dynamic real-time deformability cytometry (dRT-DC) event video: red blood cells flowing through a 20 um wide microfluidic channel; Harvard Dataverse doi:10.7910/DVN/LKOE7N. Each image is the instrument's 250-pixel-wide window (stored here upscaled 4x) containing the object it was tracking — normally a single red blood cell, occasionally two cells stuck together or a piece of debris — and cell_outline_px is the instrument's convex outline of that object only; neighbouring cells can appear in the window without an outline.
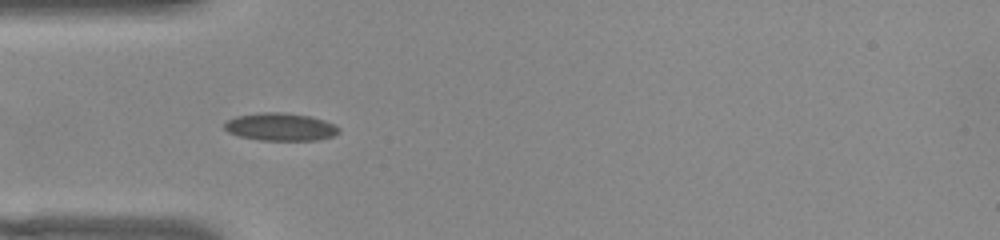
{"species": "common noctule bat (a hibernating species)", "species_latin": "Nyctalus noctula", "temperature_condition": "warm", "stored_images_in_passage": 40, "camera_frame_rate_fps": 3000, "um_per_image_px": 0.085, "animal": {"sex": "female", "body_mass_g": 22.0, "forearm_length_mm": 56.7}, "frame": {"image": 1, "passage_image": 1, "time_ms": 0.0, "image_size_px": [1000, 240], "cell_outline_px": [[340, 132], [332, 136], [316, 140], [260, 140], [240, 136], [228, 132], [224, 128], [224, 124], [228, 120], [236, 116], [264, 112], [284, 112], [308, 116], [324, 120], [340, 128]], "centroid_in_image_um": [23.83, 10.78], "position_along_channel_um": 61.2, "area_um2": 18.32}}
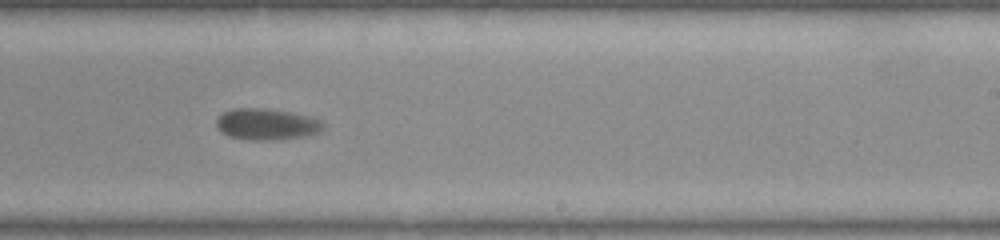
{"frame": {"image": 2, "passage_image": 18, "time_ms": 5.667, "image_size_px": [1000, 240], "cell_outline_px": [[324, 128], [316, 132], [304, 136], [280, 140], [252, 140], [228, 136], [220, 132], [216, 124], [216, 120], [224, 112], [236, 108], [264, 108], [292, 112], [320, 120], [324, 124]], "centroid_in_image_um": [22.64, 10.56], "position_along_channel_um": 266.4, "area_um2": 19.42}}
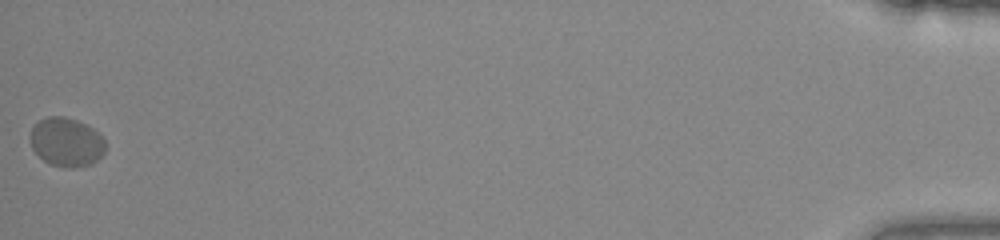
{"frame": {"image": 3, "passage_image": 40, "time_ms": 13.0, "image_size_px": [1000, 240], "cell_outline_px": [[104, 152], [92, 164], [72, 168], [64, 168], [52, 164], [44, 160], [32, 148], [28, 136], [32, 128], [40, 120], [48, 116], [64, 116], [76, 120], [92, 128], [104, 140]], "centroid_in_image_um": [5.61, 12.08], "position_along_channel_um": 429.6, "area_um2": 21.21}, "authors_computed_cell_mechanics": {"area_um2": 19.8543, "velocity_mm_per_s": 3.6484, "shape_relaxation_time_tau1_ms": 2.1319, "shape_relaxation_time_tau2_ms": null, "deformation_change_tau1": 0.0867, "deformation_change_tau2": null}}